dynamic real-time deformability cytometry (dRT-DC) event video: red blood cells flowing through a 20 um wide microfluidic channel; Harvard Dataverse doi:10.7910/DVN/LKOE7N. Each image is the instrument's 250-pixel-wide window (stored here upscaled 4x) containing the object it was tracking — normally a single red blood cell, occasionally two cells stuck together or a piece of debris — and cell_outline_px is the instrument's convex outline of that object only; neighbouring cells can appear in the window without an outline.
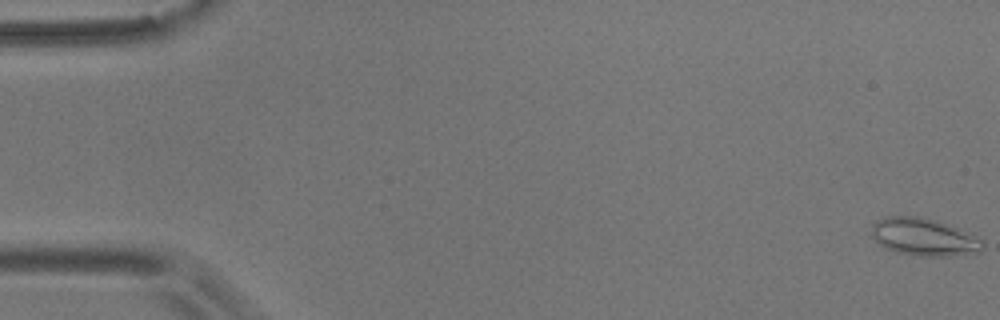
{"species": "common noctule bat (a hibernating species)", "species_latin": "Nyctalus noctula", "temperature_condition": "room temperature", "stored_images_in_passage": 56, "camera_frame_rate_fps": 3000, "um_per_image_px": 0.085, "animal": {"sex": "male", "body_mass_g": 17.9}, "frame": {"image": 1, "passage_image": 1, "time_ms": 0.0, "image_size_px": [1000, 320], "cell_outline_px": [[984, 244], [980, 252], [952, 256], [916, 256], [896, 252], [884, 248], [872, 236], [872, 224], [876, 220], [884, 216], [916, 216], [936, 220], [960, 228], [984, 240]], "centroid_in_image_um": [78.54, 20.15], "position_along_channel_um": 6.5, "area_um2": 24.62}}
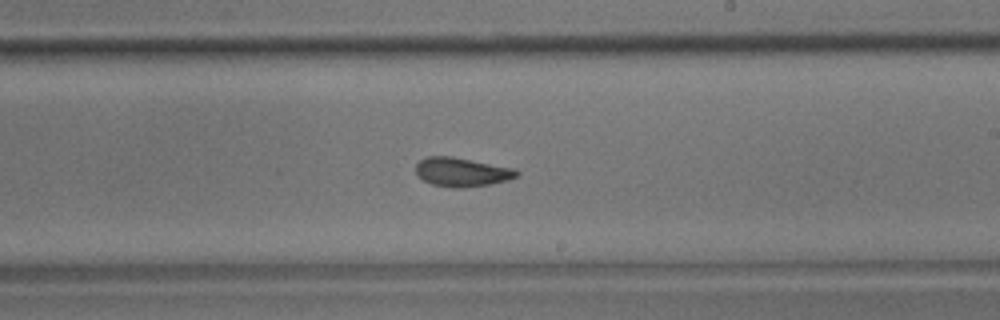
{"frame": {"image": 2, "passage_image": 33, "time_ms": 10.667, "image_size_px": [1000, 320], "cell_outline_px": [[520, 172], [516, 176], [508, 180], [488, 184], [460, 188], [452, 188], [432, 184], [424, 180], [416, 172], [416, 164], [420, 160], [428, 156], [452, 156], [516, 168]], "centroid_in_image_um": [39.27, 14.61], "position_along_channel_um": 249.7, "area_um2": 16.99}}
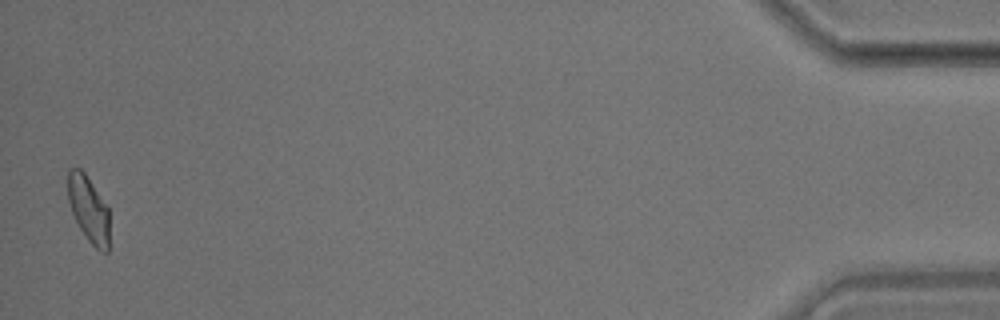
{"frame": {"image": 3, "passage_image": 55, "time_ms": 18.0, "image_size_px": [1000, 320], "cell_outline_px": [[108, 252], [100, 252], [88, 240], [80, 228], [72, 212], [68, 200], [68, 168], [80, 168], [84, 172], [108, 208]], "centroid_in_image_um": [7.52, 17.77], "position_along_channel_um": 427.7, "area_um2": 15.66}, "authors_computed_cell_mechanics": {"area_um2": 17.1377, "velocity_mm_per_s": 3.6479, "shape_relaxation_time_tau1_ms": 10.9747, "shape_relaxation_time_tau2_ms": 2.2587, "deformation_change_tau1": 0.2068, "deformation_change_tau2": 0.0828}}